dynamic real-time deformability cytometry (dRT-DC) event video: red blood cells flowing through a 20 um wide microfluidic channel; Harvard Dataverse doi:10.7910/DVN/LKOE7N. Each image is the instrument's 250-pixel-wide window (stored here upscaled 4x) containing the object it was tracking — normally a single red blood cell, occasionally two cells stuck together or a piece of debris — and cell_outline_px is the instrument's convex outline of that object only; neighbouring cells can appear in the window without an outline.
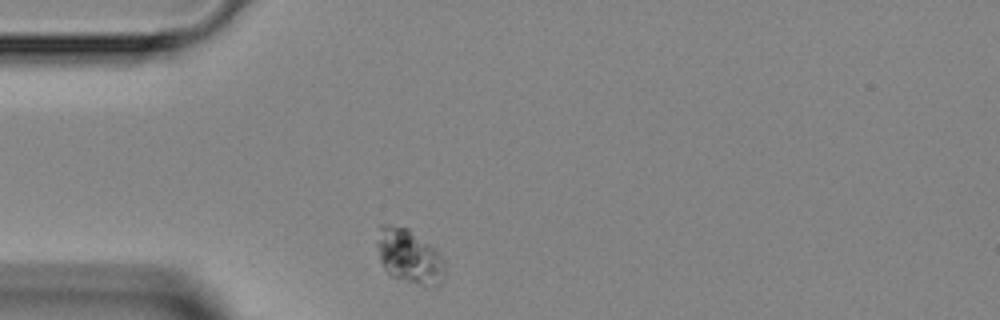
{"species": "Egyptian fruit bat (a non-hibernating species)", "species_latin": "Rousettus aegyptiacus", "temperature_condition": "room temperature", "stored_images_in_passage": 1, "camera_frame_rate_fps": 3000, "um_per_image_px": 0.085, "animal": {"sex": "female"}, "frame": {"image": 1, "passage_image": 1, "time_ms": 0.0, "image_size_px": [1000, 320], "cell_outline_px": [[444, 280], [432, 288], [428, 288], [388, 276], [380, 260], [376, 248], [376, 240], [380, 224], [388, 224], [408, 228], [432, 244], [436, 248], [444, 260]], "centroid_in_image_um": [34.78, 21.8], "position_along_channel_um": 50.2, "area_um2": 22.25}}